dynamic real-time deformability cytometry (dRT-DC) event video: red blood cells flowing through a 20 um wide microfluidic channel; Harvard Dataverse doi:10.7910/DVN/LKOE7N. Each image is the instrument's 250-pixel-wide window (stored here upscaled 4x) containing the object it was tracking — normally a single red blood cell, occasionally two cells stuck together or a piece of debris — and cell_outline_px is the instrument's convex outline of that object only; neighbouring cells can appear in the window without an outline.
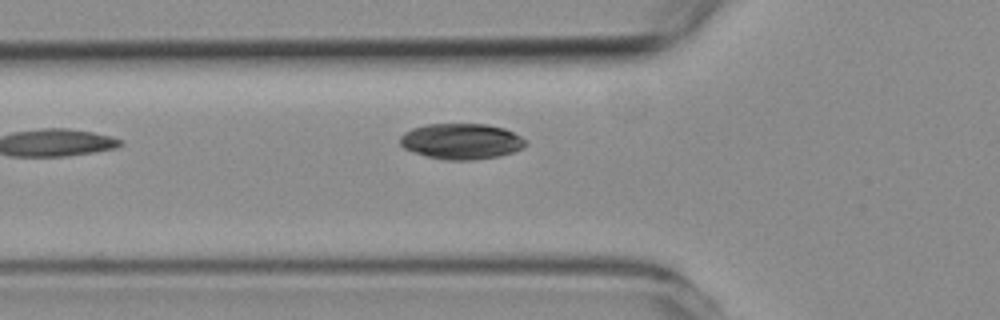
{"species": "common noctule bat (a hibernating species)", "species_latin": "Nyctalus noctula", "temperature_condition": "room temperature", "stored_images_in_passage": 5, "camera_frame_rate_fps": 3000, "um_per_image_px": 0.085, "animal": {"sex": "female", "body_mass_g": 19.3, "forearm_length_mm": 54.1}, "frame": {"image": 1, "passage_image": 5, "time_ms": 4.667, "image_size_px": [1000, 320], "cell_outline_px": [[528, 144], [524, 148], [500, 156], [472, 160], [444, 160], [412, 152], [404, 148], [400, 144], [400, 136], [404, 132], [412, 128], [428, 124], [488, 124], [504, 128], [520, 136]], "centroid_in_image_um": [39.21, 12.01], "position_along_channel_um": 86.6, "area_um2": 26.24}}